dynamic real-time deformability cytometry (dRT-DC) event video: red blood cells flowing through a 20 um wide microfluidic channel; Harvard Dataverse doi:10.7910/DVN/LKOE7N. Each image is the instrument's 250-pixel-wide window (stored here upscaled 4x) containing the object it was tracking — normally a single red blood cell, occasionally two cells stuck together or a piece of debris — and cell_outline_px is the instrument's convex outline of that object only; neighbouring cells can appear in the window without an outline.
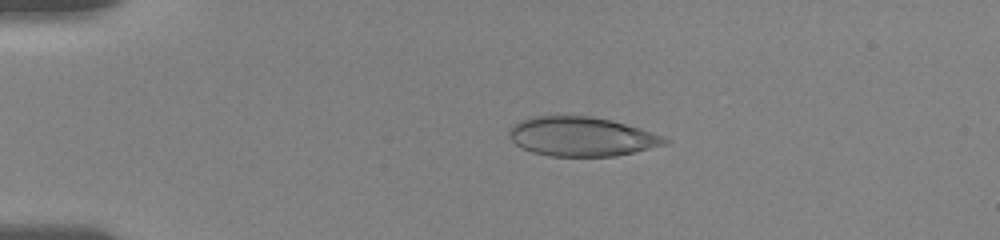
{"species": "human", "species_latin": "Homo sapiens", "temperature_condition": "room temperature", "stored_images_in_passage": 43, "camera_frame_rate_fps": 3000, "um_per_image_px": 0.085, "donor": {"sex": "female"}, "frame": {"image": 1, "passage_image": 7, "time_ms": 3.667, "image_size_px": [1000, 240], "cell_outline_px": [[672, 140], [668, 144], [616, 156], [548, 156], [532, 152], [516, 144], [508, 136], [508, 132], [520, 120], [536, 116], [588, 116], [612, 120], [640, 128], [664, 136]], "centroid_in_image_um": [49.48, 11.61], "position_along_channel_um": 35.5, "area_um2": 35.55}}
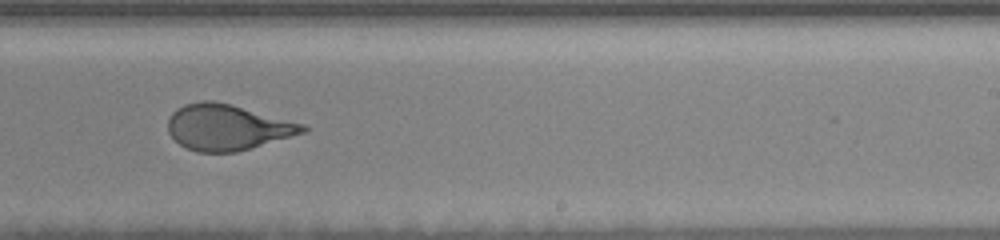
{"frame": {"image": 2, "passage_image": 26, "time_ms": 11.333, "image_size_px": [1000, 240], "cell_outline_px": [[308, 128], [304, 132], [236, 152], [196, 152], [180, 144], [168, 132], [168, 120], [172, 112], [176, 108], [184, 104], [200, 100], [212, 100], [232, 104], [304, 124]], "centroid_in_image_um": [19.28, 10.8], "position_along_channel_um": 269.7, "area_um2": 35.72}}
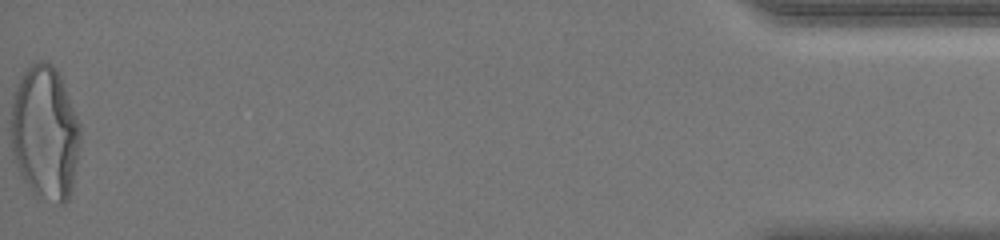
{"frame": {"image": 3, "passage_image": 43, "time_ms": 18.0, "image_size_px": [1000, 240], "cell_outline_px": [[80, 144], [72, 188], [68, 200], [64, 204], [60, 204], [36, 196], [32, 192], [24, 180], [12, 160], [12, 96], [16, 84], [24, 68], [40, 60], [48, 60], [56, 68], [60, 76], [80, 124]], "centroid_in_image_um": [3.81, 11.28], "position_along_channel_um": 431.4, "area_um2": 54.62}, "authors_computed_cell_mechanics": {"area_um2": 36.8186, "velocity_mm_per_s": 3.7042, "shape_relaxation_time_tau1_ms": 5.1652, "shape_relaxation_time_tau2_ms": null, "deformation_change_tau1": 0.1757, "deformation_change_tau2": null}}